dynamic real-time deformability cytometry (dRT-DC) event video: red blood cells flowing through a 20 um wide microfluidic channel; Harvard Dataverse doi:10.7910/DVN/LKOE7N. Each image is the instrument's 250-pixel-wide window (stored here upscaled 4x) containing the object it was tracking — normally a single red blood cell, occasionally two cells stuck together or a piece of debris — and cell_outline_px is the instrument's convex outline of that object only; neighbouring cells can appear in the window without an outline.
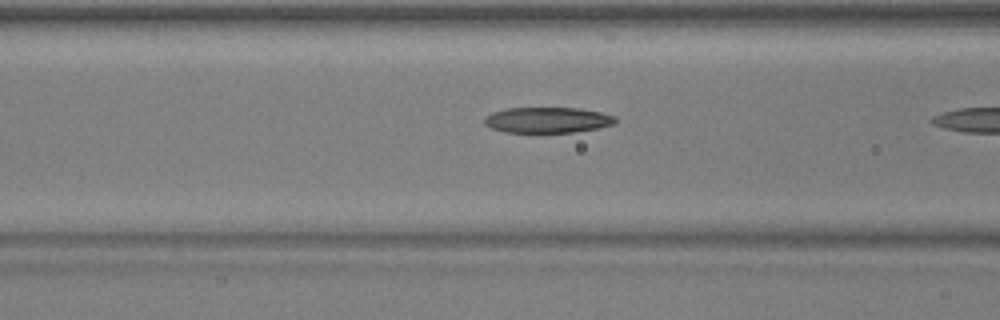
{"species": "common noctule bat (a hibernating species)", "species_latin": "Nyctalus noctula", "temperature_condition": "warm", "stored_images_in_passage": 9, "camera_frame_rate_fps": 3000, "um_per_image_px": 0.085, "animal": {"sex": "male", "body_mass_g": 17.9, "forearm_length_mm": 54.2}, "frame": {"image": 1, "passage_image": 8, "time_ms": 2.333, "image_size_px": [1000, 320], "cell_outline_px": [[616, 124], [600, 128], [572, 132], [504, 132], [492, 128], [484, 124], [484, 116], [492, 112], [508, 108], [580, 108], [600, 112], [616, 116]], "centroid_in_image_um": [46.55, 10.2], "position_along_channel_um": 120.0, "area_um2": 19.71}}